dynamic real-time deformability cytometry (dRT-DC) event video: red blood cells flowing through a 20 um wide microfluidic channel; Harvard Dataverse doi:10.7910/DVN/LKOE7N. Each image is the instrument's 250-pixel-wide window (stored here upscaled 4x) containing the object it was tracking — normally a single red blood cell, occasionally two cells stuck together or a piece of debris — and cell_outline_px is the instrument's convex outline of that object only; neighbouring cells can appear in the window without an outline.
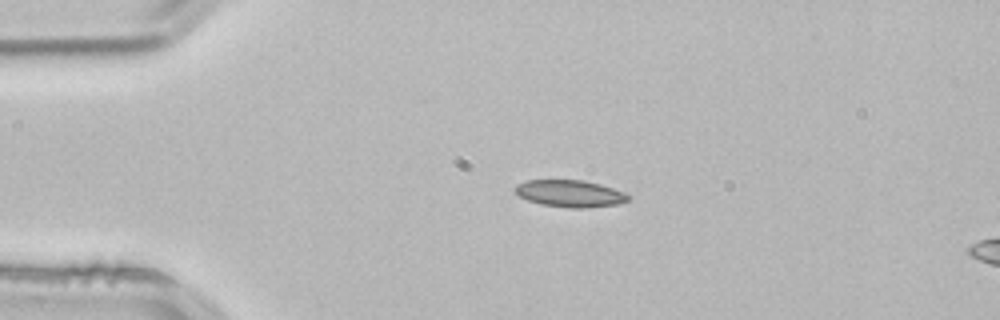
{"species": "common noctule bat (a hibernating species)", "species_latin": "Nyctalus noctula", "temperature_condition": "room temperature", "stored_images_in_passage": 4, "segment_of_instrument_passage": [1, 2], "camera_frame_rate_fps": 3000, "um_per_image_px": 0.085, "animal": {"sex": "male", "body_mass_g": 21.5, "forearm_length_mm": 52.0}, "frame": {"image": 1, "passage_image": 2, "time_ms": 0.333, "image_size_px": [1000, 320], "cell_outline_px": [[628, 200], [616, 204], [584, 208], [572, 208], [540, 204], [528, 200], [520, 196], [516, 192], [516, 184], [524, 180], [584, 180], [600, 184], [624, 192], [628, 196]], "centroid_in_image_um": [48.42, 16.44], "position_along_channel_um": 36.6, "area_um2": 17.57}}